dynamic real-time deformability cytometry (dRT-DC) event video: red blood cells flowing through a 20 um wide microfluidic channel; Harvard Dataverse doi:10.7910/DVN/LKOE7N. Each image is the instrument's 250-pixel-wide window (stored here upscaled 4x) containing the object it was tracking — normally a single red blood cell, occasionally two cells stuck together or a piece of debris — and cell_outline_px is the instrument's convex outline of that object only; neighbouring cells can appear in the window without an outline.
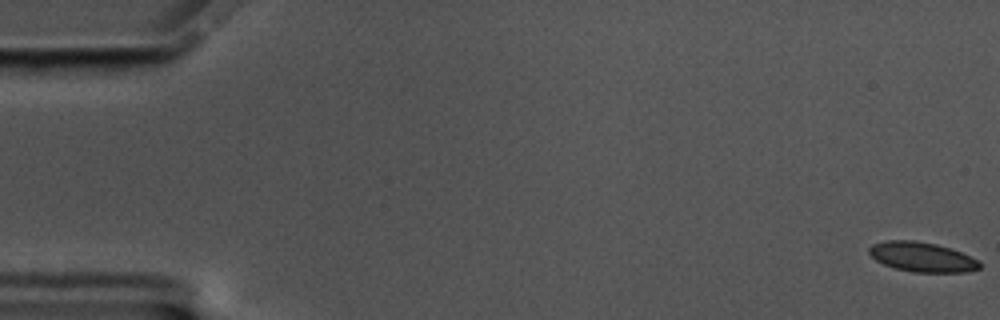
{"species": "common noctule bat (a hibernating species)", "species_latin": "Nyctalus noctula", "temperature_condition": "cold", "stored_images_in_passage": 15, "camera_frame_rate_fps": 3000, "um_per_image_px": 0.085, "animal": {"sex": "male", "body_mass_g": 17.5, "forearm_length_mm": 52.3}, "frame": {"image": 1, "passage_image": 1, "time_ms": 0.0, "image_size_px": [1000, 320], "cell_outline_px": [[980, 268], [964, 272], [916, 272], [896, 268], [884, 264], [876, 260], [868, 252], [868, 248], [872, 244], [888, 240], [912, 240], [936, 244], [960, 252], [980, 260]], "centroid_in_image_um": [78.36, 21.84], "position_along_channel_um": 6.6, "area_um2": 18.9}}